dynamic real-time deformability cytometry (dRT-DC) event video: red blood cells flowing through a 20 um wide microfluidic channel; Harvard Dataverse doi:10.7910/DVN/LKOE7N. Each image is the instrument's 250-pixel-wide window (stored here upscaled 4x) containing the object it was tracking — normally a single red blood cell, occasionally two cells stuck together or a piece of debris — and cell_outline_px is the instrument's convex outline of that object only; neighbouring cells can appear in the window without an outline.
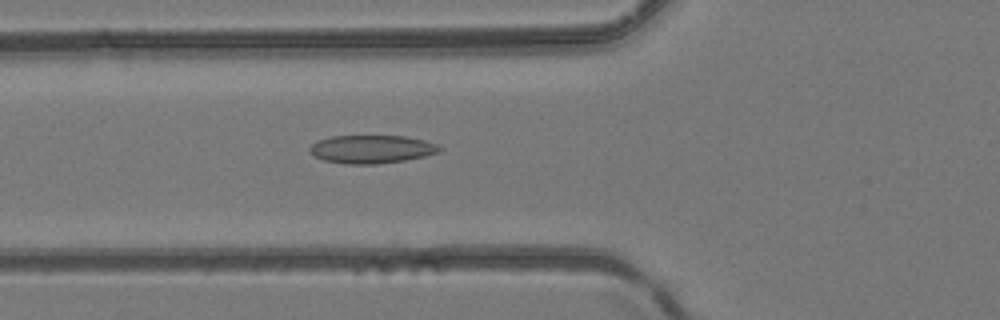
{"species": "common noctule bat (a hibernating species)", "species_latin": "Nyctalus noctula", "temperature_condition": "room temperature", "stored_images_in_passage": 33, "camera_frame_rate_fps": 3000, "um_per_image_px": 0.085, "animal": {"sex": "female", "body_mass_g": 24.6, "forearm_length_mm": 56.2}, "frame": {"image": 1, "passage_image": 4, "time_ms": 1.0, "image_size_px": [1000, 320], "cell_outline_px": [[444, 148], [440, 152], [424, 156], [404, 160], [376, 164], [348, 164], [324, 160], [308, 152], [308, 148], [316, 140], [332, 136], [404, 136], [424, 140], [440, 144]], "centroid_in_image_um": [31.61, 12.67], "position_along_channel_um": 94.2, "area_um2": 21.44}}
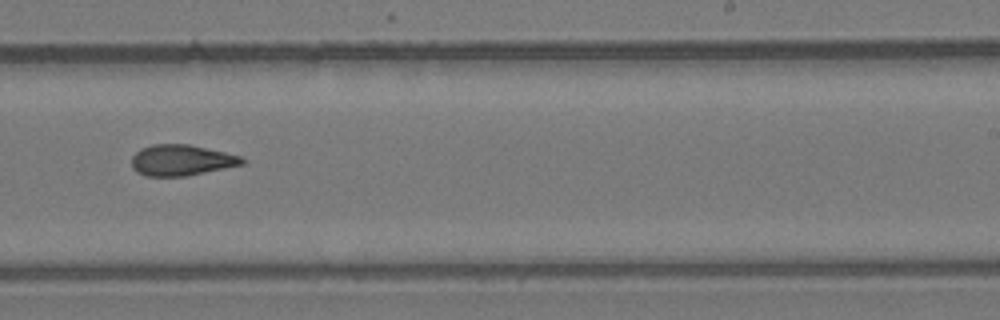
{"frame": {"image": 2, "passage_image": 16, "time_ms": 5.0, "image_size_px": [1000, 320], "cell_outline_px": [[248, 160], [244, 164], [184, 176], [144, 176], [136, 172], [132, 168], [132, 156], [140, 148], [152, 144], [188, 144], [224, 152], [240, 156]], "centroid_in_image_um": [15.39, 13.61], "position_along_channel_um": 273.6, "area_um2": 19.88}}
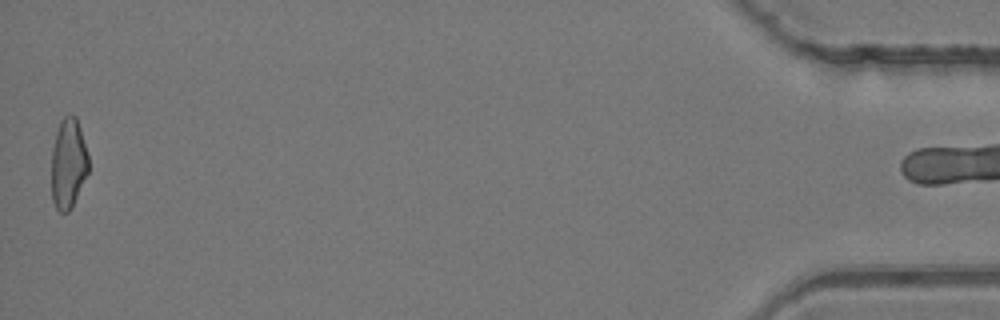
{"frame": {"image": 3, "passage_image": 33, "time_ms": 10.667, "image_size_px": [1000, 320], "cell_outline_px": [[88, 172], [72, 208], [68, 212], [60, 212], [56, 208], [52, 200], [52, 148], [56, 132], [60, 120], [68, 112], [76, 116], [80, 128], [88, 156]], "centroid_in_image_um": [5.8, 13.88], "position_along_channel_um": 429.4, "area_um2": 19.54}}